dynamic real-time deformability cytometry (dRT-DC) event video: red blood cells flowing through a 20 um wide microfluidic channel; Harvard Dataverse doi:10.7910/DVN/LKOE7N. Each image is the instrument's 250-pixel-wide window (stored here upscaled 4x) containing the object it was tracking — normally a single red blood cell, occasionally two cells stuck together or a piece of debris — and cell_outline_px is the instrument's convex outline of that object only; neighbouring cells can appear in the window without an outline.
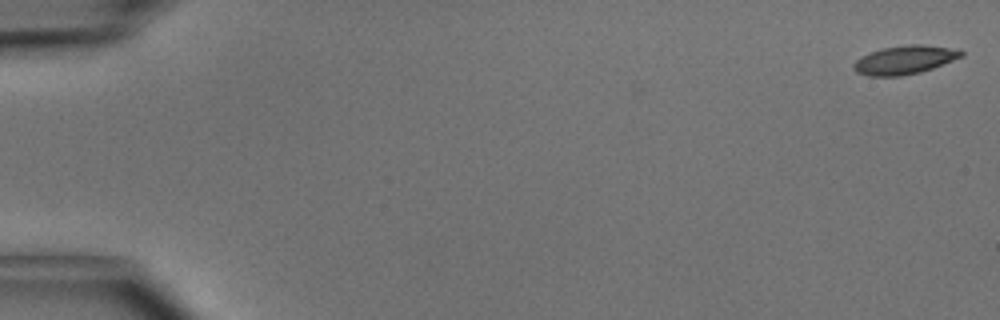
{"species": "common noctule bat (a hibernating species)", "species_latin": "Nyctalus noctula", "temperature_condition": "cold", "stored_images_in_passage": 47, "camera_frame_rate_fps": 3000, "um_per_image_px": 0.085, "animal": {"sex": "male", "body_mass_g": 15.6}, "frame": {"image": 1, "passage_image": 1, "time_ms": 0.0, "image_size_px": [1000, 320], "cell_outline_px": [[964, 56], [932, 68], [920, 72], [900, 76], [868, 76], [856, 72], [852, 68], [852, 64], [860, 56], [884, 48], [908, 44], [920, 44], [948, 48], [964, 52]], "centroid_in_image_um": [76.84, 5.1], "position_along_channel_um": 8.2, "area_um2": 17.74}}
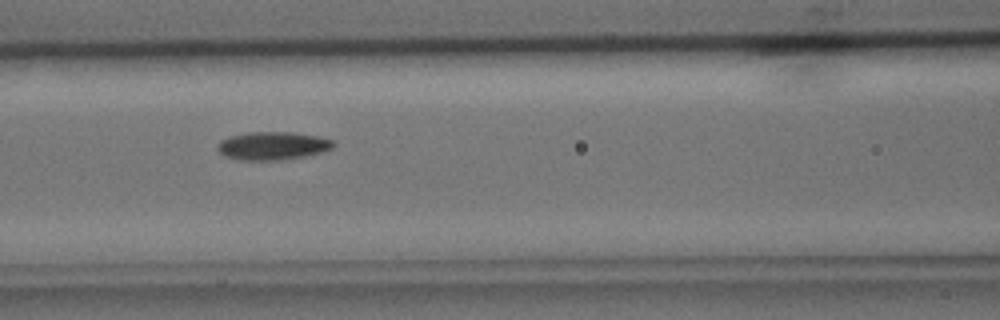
{"frame": {"image": 2, "passage_image": 22, "time_ms": 7.0, "image_size_px": [1000, 320], "cell_outline_px": [[336, 144], [332, 148], [324, 152], [284, 160], [240, 160], [224, 156], [216, 148], [216, 144], [220, 140], [228, 136], [248, 132], [292, 132], [316, 136], [332, 140]], "centroid_in_image_um": [23.14, 12.39], "position_along_channel_um": 143.5, "area_um2": 19.19}}
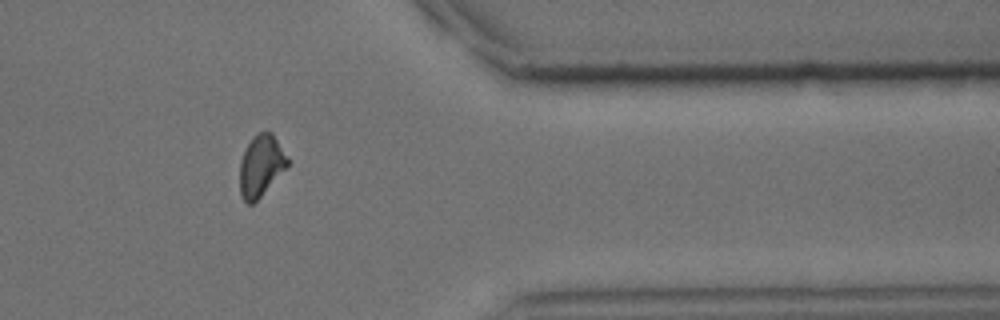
{"frame": {"image": 3, "passage_image": 41, "time_ms": 13.333, "image_size_px": [1000, 320], "cell_outline_px": [[288, 164], [260, 196], [252, 204], [248, 204], [240, 196], [240, 160], [244, 148], [252, 136], [256, 132], [272, 132], [288, 160]], "centroid_in_image_um": [22.12, 14.05], "position_along_channel_um": 389.3, "area_um2": 16.76}, "authors_computed_cell_mechanics": {"area_um2": 17.8024, "velocity_mm_per_s": 4.1023, "shape_relaxation_time_tau1_ms": 5.7993, "shape_relaxation_time_tau2_ms": 2.3515, "deformation_change_tau1": 0.1356, "deformation_change_tau2": 0.0813}}